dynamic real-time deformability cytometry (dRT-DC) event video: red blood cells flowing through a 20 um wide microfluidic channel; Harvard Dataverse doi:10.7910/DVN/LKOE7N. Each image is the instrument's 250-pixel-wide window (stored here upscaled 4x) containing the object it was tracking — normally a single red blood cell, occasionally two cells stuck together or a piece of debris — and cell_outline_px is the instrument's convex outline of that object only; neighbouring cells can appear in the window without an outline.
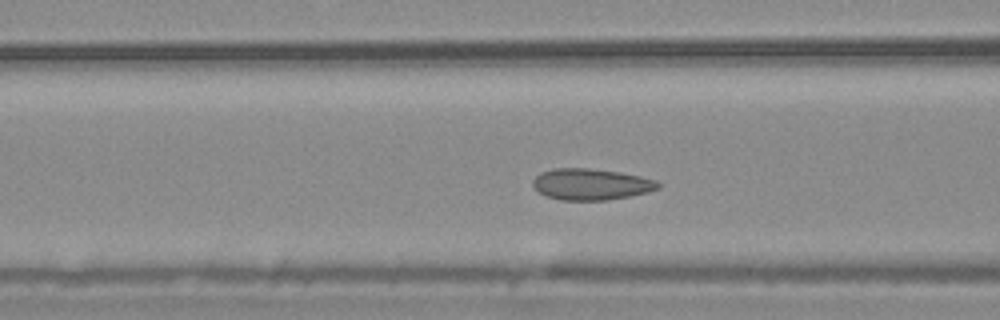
{"species": "common noctule bat (a hibernating species)", "species_latin": "Nyctalus noctula", "temperature_condition": "warm", "stored_images_in_passage": 40, "camera_frame_rate_fps": 3000, "um_per_image_px": 0.085, "animal": {"sex": "male", "body_mass_g": 20.4}, "frame": {"image": 1, "passage_image": 7, "time_ms": 2.0, "image_size_px": [1000, 320], "cell_outline_px": [[660, 188], [648, 192], [608, 200], [560, 200], [548, 196], [532, 188], [532, 180], [540, 172], [552, 168], [588, 168], [620, 172], [640, 176], [656, 180], [660, 184]], "centroid_in_image_um": [50.22, 15.65], "position_along_channel_um": 116.4, "area_um2": 22.95}}
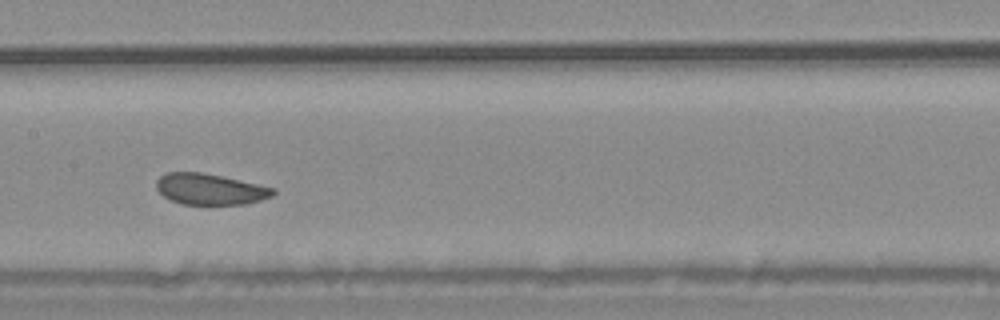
{"frame": {"image": 2, "passage_image": 13, "time_ms": 4.0, "image_size_px": [1000, 320], "cell_outline_px": [[276, 192], [272, 196], [248, 204], [180, 204], [164, 196], [156, 188], [156, 180], [160, 176], [168, 172], [200, 172], [220, 176], [276, 188]], "centroid_in_image_um": [17.86, 16.08], "position_along_channel_um": 189.5, "area_um2": 20.98}}
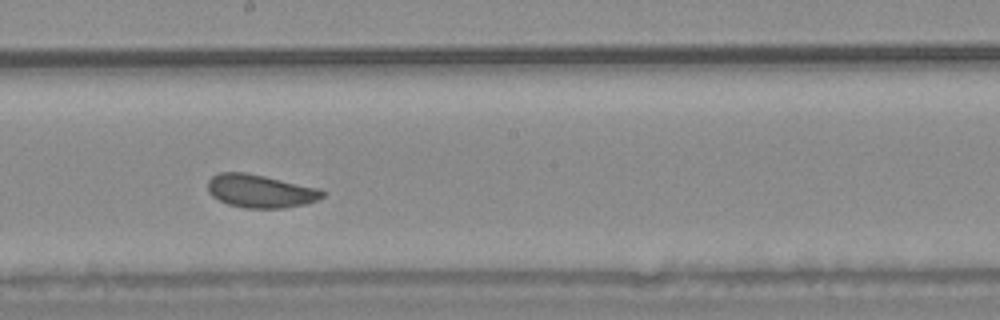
{"frame": {"image": 3, "passage_image": 16, "time_ms": 5.0, "image_size_px": [1000, 320], "cell_outline_px": [[324, 196], [308, 204], [284, 208], [244, 208], [228, 204], [212, 196], [208, 192], [208, 180], [212, 176], [220, 172], [244, 172], [264, 176], [320, 188], [324, 192]], "centroid_in_image_um": [22.13, 16.25], "position_along_channel_um": 226.1, "area_um2": 22.2}, "authors_computed_cell_mechanics": {"area_um2": 22.3975, "velocity_mm_per_s": 3.6556, "shape_relaxation_time_tau1_ms": null, "shape_relaxation_time_tau2_ms": 1.8633, "deformation_change_tau1": null, "deformation_change_tau2": 0.0576}}